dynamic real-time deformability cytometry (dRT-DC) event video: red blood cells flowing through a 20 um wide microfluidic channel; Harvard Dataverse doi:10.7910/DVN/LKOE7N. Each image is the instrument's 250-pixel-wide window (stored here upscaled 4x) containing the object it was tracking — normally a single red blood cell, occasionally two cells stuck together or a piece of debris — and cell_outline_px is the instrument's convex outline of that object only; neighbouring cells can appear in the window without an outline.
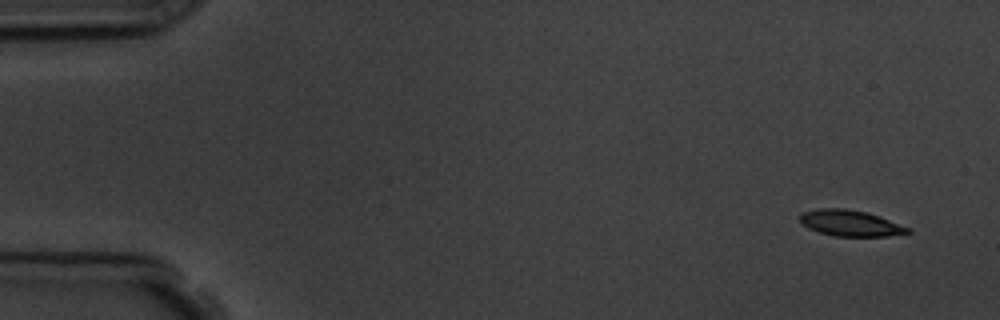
{"species": "common noctule bat (a hibernating species)", "species_latin": "Nyctalus noctula", "temperature_condition": "room temperature", "stored_images_in_passage": 4, "camera_frame_rate_fps": 3000, "um_per_image_px": 0.085, "animal": {"sex": "male", "body_mass_g": 19.5, "forearm_length_mm": 54.6}, "frame": {"image": 1, "passage_image": 1, "time_ms": 0.0, "image_size_px": [1000, 320], "cell_outline_px": [[912, 232], [888, 236], [836, 236], [820, 232], [808, 228], [800, 224], [800, 216], [804, 212], [820, 208], [844, 208], [864, 212], [880, 216], [912, 228]], "centroid_in_image_um": [72.31, 18.97], "position_along_channel_um": 12.7, "area_um2": 16.36}}